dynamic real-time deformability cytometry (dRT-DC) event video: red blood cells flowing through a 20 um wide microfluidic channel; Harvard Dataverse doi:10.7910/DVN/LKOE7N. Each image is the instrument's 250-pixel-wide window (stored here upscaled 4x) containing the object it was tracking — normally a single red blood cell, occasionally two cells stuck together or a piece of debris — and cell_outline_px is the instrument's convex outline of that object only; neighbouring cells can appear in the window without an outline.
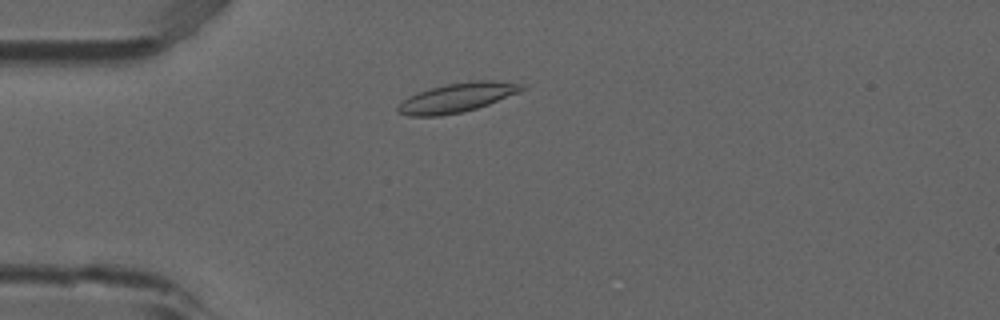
{"species": "common noctule bat (a hibernating species)", "species_latin": "Nyctalus noctula", "temperature_condition": "room temperature", "stored_images_in_passage": 4, "camera_frame_rate_fps": 3000, "um_per_image_px": 0.085, "animal": {"sex": "male", "forearm_length_mm": 52.5}, "frame": {"image": 1, "passage_image": 3, "time_ms": 0.667, "image_size_px": [1000, 320], "cell_outline_px": [[528, 88], [520, 92], [488, 104], [476, 108], [460, 112], [440, 116], [408, 116], [396, 112], [396, 108], [408, 96], [428, 88], [448, 84], [472, 80], [492, 80], [524, 84]], "centroid_in_image_um": [38.86, 8.29], "position_along_channel_um": 46.1, "area_um2": 21.15}}
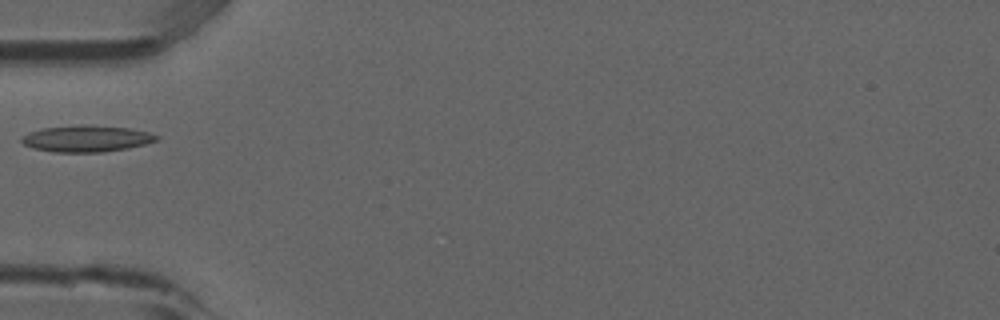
{"frame": {"image": 2, "passage_image": 4, "time_ms": 1.0, "image_size_px": [1000, 320], "cell_outline_px": [[160, 140], [128, 148], [104, 152], [52, 152], [32, 148], [24, 144], [20, 140], [20, 136], [44, 128], [84, 124], [128, 128], [148, 132], [160, 136]], "centroid_in_image_um": [7.36, 11.79], "position_along_channel_um": 77.6, "area_um2": 20.87}}